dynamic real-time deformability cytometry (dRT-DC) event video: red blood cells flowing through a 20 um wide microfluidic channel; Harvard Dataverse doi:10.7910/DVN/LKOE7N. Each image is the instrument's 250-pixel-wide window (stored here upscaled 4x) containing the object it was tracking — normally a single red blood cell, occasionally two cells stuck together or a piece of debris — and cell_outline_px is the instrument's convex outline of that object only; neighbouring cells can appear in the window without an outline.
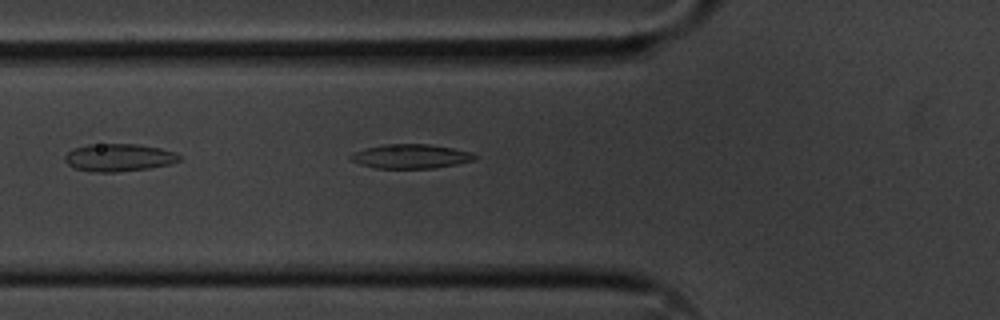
{"species": "common noctule bat (a hibernating species)", "species_latin": "Nyctalus noctula", "temperature_condition": "cold", "stored_images_in_passage": 38, "camera_frame_rate_fps": 3000, "um_per_image_px": 0.085, "animal": {"sex": "male", "body_mass_g": 20.1, "forearm_length_mm": 53.5}, "frame": {"image": 1, "passage_image": 2, "time_ms": 0.333, "image_size_px": [1000, 320], "cell_outline_px": [[480, 156], [476, 160], [436, 168], [376, 168], [360, 164], [352, 160], [348, 156], [352, 152], [364, 148], [384, 144], [428, 144], [452, 148], [472, 152]], "centroid_in_image_um": [34.93, 13.28], "position_along_channel_um": 90.9, "area_um2": 17.69}}
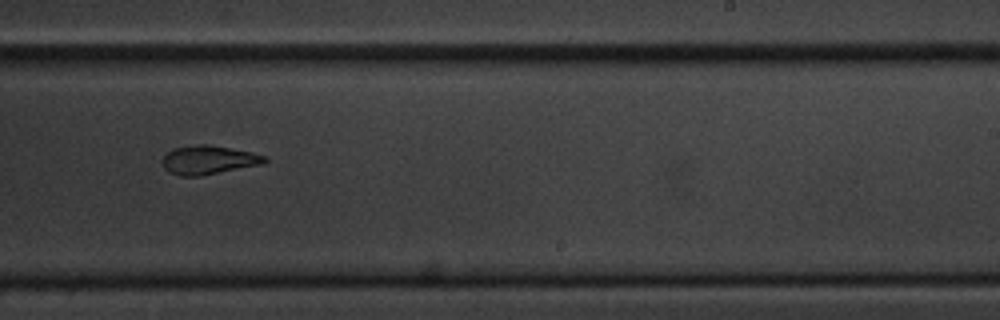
{"frame": {"image": 2, "passage_image": 17, "time_ms": 5.333, "image_size_px": [1000, 320], "cell_outline_px": [[268, 160], [264, 164], [200, 176], [180, 176], [168, 172], [164, 168], [160, 160], [172, 148], [196, 144], [208, 144], [252, 152], [264, 156]], "centroid_in_image_um": [17.69, 13.6], "position_along_channel_um": 271.3, "area_um2": 17.34}}
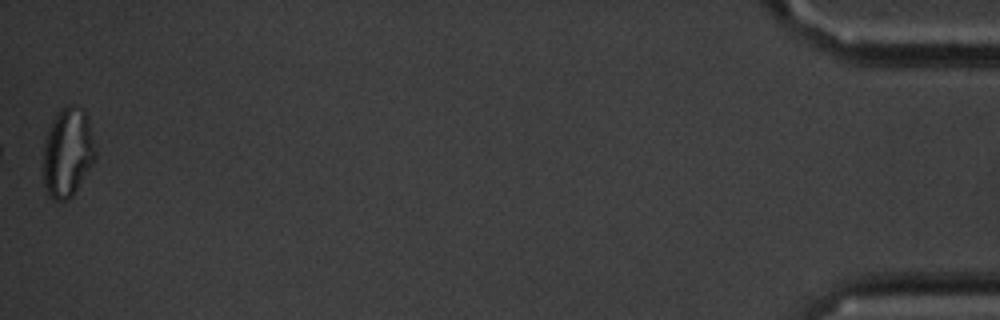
{"frame": {"image": 3, "passage_image": 38, "time_ms": 12.333, "image_size_px": [1000, 320], "cell_outline_px": [[96, 156], [92, 164], [72, 196], [68, 200], [52, 200], [48, 196], [44, 184], [44, 140], [52, 120], [64, 108], [72, 104], [84, 108], [96, 152]], "centroid_in_image_um": [5.74, 12.98], "position_along_channel_um": 429.5, "area_um2": 26.7}}